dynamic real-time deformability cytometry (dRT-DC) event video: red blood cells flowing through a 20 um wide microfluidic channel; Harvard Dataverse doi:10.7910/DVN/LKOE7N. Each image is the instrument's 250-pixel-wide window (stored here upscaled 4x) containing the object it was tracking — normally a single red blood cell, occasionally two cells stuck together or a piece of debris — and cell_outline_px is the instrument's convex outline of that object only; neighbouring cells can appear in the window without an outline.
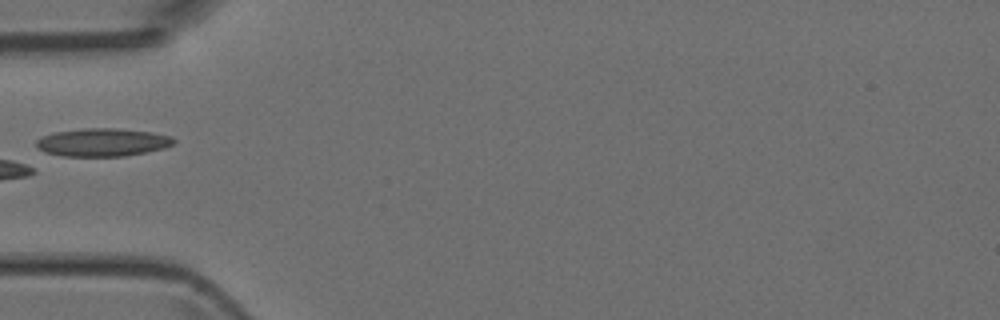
{"species": "Egyptian fruit bat (a non-hibernating species)", "species_latin": "Rousettus aegyptiacus", "temperature_condition": "room temperature", "stored_images_in_passage": 7, "camera_frame_rate_fps": 3000, "um_per_image_px": 0.085, "animal": {"sex": "female"}, "frame": {"image": 1, "passage_image": 5, "time_ms": 4.667, "image_size_px": [1000, 320], "cell_outline_px": [[176, 140], [172, 144], [164, 148], [124, 156], [64, 156], [44, 152], [36, 144], [36, 140], [40, 136], [56, 132], [84, 128], [116, 128], [152, 132], [172, 136]], "centroid_in_image_um": [8.71, 12.09], "position_along_channel_um": 76.3, "area_um2": 22.37}}
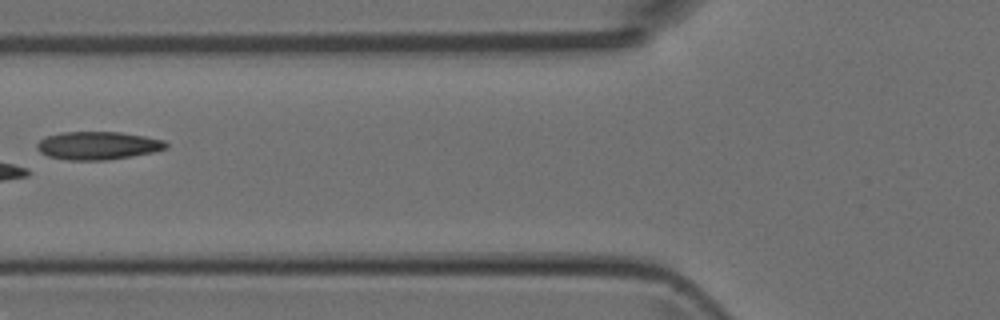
{"frame": {"image": 2, "passage_image": 6, "time_ms": 5.667, "image_size_px": [1000, 320], "cell_outline_px": [[168, 148], [152, 152], [132, 156], [104, 160], [68, 160], [48, 156], [40, 152], [36, 148], [36, 144], [44, 136], [60, 132], [120, 132], [144, 136], [164, 140], [168, 144]], "centroid_in_image_um": [8.29, 12.37], "position_along_channel_um": 117.5, "area_um2": 21.15}}
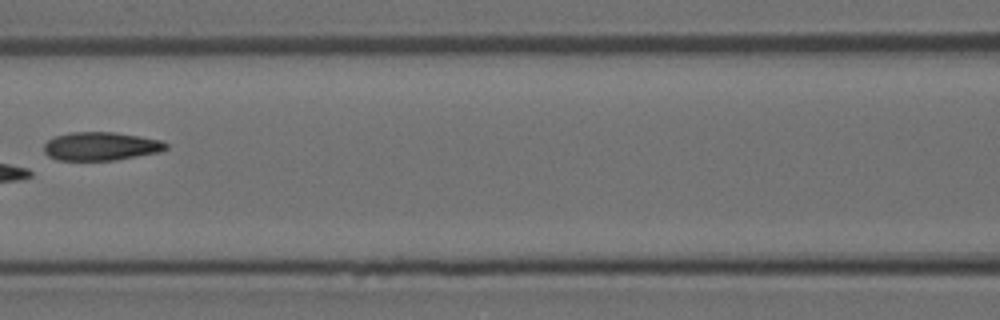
{"frame": {"image": 3, "passage_image": 7, "time_ms": 6.667, "image_size_px": [1000, 320], "cell_outline_px": [[168, 148], [160, 152], [116, 160], [56, 160], [48, 156], [44, 152], [44, 144], [48, 140], [56, 136], [68, 132], [112, 132], [140, 136], [160, 140], [168, 144]], "centroid_in_image_um": [8.57, 12.43], "position_along_channel_um": 158.0, "area_um2": 20.29}}